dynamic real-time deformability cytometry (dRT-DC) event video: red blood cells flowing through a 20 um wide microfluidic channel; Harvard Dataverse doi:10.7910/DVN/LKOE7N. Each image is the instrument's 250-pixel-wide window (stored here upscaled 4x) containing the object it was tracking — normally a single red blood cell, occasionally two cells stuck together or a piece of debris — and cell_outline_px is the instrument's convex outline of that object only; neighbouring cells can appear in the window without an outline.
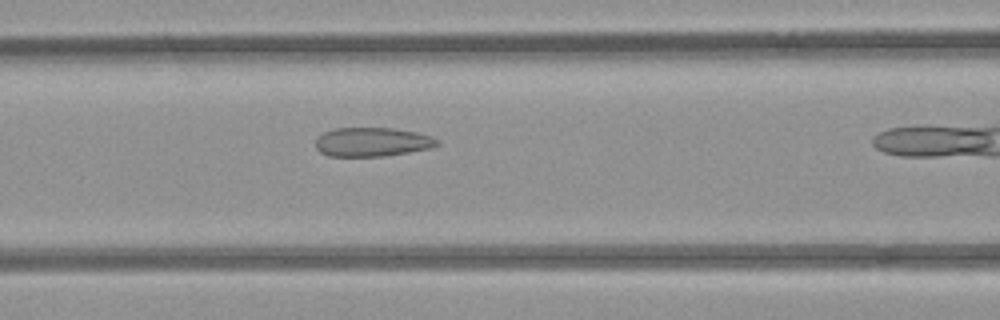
{"species": "common noctule bat (a hibernating species)", "species_latin": "Nyctalus noctula", "temperature_condition": "room temperature", "stored_images_in_passage": 37, "camera_frame_rate_fps": 3000, "um_per_image_px": 0.085, "animal": {"sex": "female", "body_mass_g": 21.9}, "frame": {"image": 1, "passage_image": 16, "time_ms": 5.0, "image_size_px": [1000, 320], "cell_outline_px": [[440, 144], [432, 148], [384, 156], [328, 156], [320, 152], [316, 148], [316, 136], [324, 132], [336, 128], [392, 128], [416, 132], [432, 136], [440, 140]], "centroid_in_image_um": [31.65, 12.07], "position_along_channel_um": 135.0, "area_um2": 20.69}}
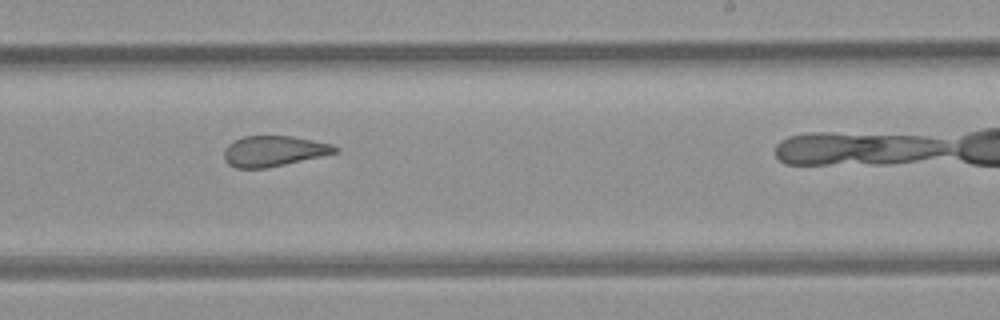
{"frame": {"image": 2, "passage_image": 26, "time_ms": 8.333, "image_size_px": [1000, 320], "cell_outline_px": [[340, 152], [268, 168], [236, 168], [228, 164], [224, 160], [224, 152], [228, 144], [232, 140], [244, 136], [292, 136], [332, 144], [340, 148]], "centroid_in_image_um": [23.28, 12.84], "position_along_channel_um": 265.7, "area_um2": 19.94}}
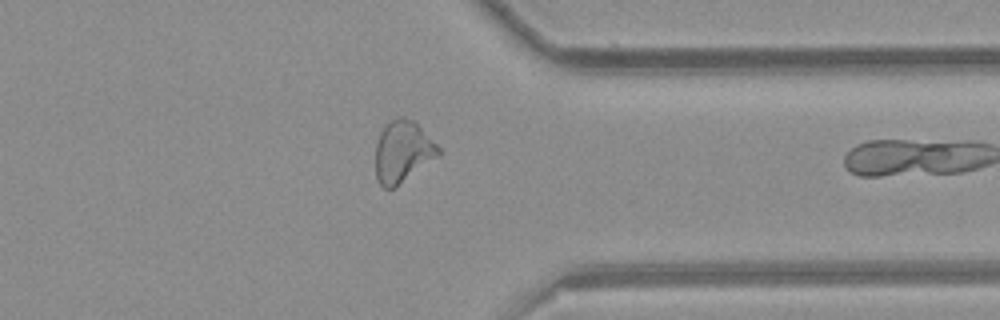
{"frame": {"image": 3, "passage_image": 35, "time_ms": 11.333, "image_size_px": [1000, 320], "cell_outline_px": [[440, 152], [436, 156], [392, 188], [384, 188], [376, 180], [376, 144], [380, 132], [396, 116], [404, 116], [412, 120], [440, 148]], "centroid_in_image_um": [34.17, 12.86], "position_along_channel_um": 377.2, "area_um2": 21.68}}